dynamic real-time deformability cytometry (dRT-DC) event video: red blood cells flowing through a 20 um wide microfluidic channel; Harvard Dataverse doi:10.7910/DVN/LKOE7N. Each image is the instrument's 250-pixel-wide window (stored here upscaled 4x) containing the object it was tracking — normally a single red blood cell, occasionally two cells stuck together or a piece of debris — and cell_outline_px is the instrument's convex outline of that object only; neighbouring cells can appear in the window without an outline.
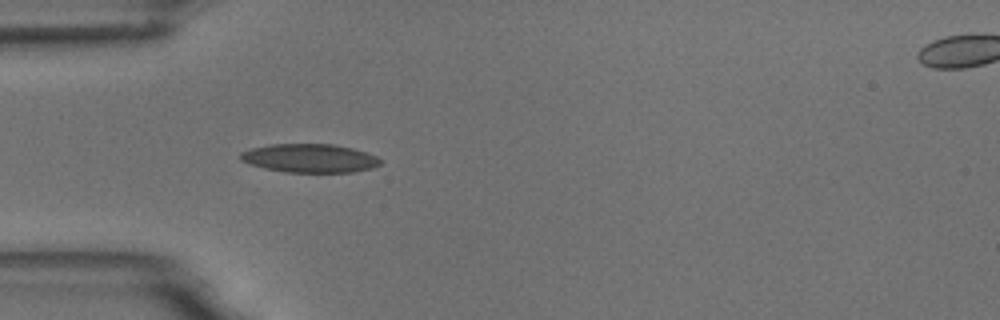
{"species": "common noctule bat (a hibernating species)", "species_latin": "Nyctalus noctula", "temperature_condition": "room temperature", "stored_images_in_passage": 2, "segment_of_instrument_passage": [1, 2], "camera_frame_rate_fps": 3000, "um_per_image_px": 0.085, "animal": {"sex": "male", "body_mass_g": 18.8}, "frame": {"image": 1, "passage_image": 1, "time_ms": 0.0, "image_size_px": [1000, 320], "cell_outline_px": [[380, 164], [372, 168], [352, 172], [284, 172], [264, 168], [248, 164], [240, 160], [240, 152], [252, 148], [268, 144], [332, 144], [352, 148], [376, 156], [380, 160]], "centroid_in_image_um": [26.27, 13.45], "position_along_channel_um": 58.7, "area_um2": 23.29}}